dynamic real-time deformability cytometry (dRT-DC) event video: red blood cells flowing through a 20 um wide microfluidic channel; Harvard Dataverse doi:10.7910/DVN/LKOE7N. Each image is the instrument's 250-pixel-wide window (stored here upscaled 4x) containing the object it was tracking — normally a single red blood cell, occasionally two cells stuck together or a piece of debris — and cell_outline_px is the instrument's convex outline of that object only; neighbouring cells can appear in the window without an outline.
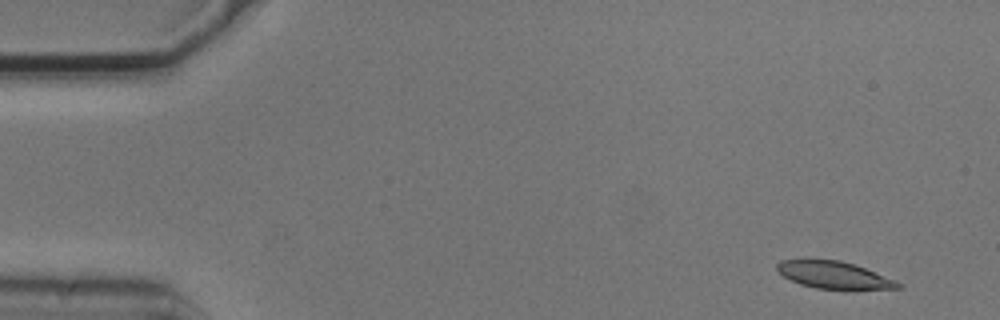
{"species": "common noctule bat (a hibernating species)", "species_latin": "Nyctalus noctula", "temperature_condition": "cold", "stored_images_in_passage": 5, "camera_frame_rate_fps": 3000, "um_per_image_px": 0.085, "animal": {"sex": "male", "body_mass_g": 20.5, "forearm_length_mm": 52.5}, "frame": {"image": 1, "passage_image": 1, "time_ms": 0.0, "image_size_px": [1000, 320], "cell_outline_px": [[900, 288], [816, 288], [800, 284], [784, 276], [776, 268], [776, 264], [780, 260], [804, 256], [840, 260], [864, 268], [896, 280], [900, 284]], "centroid_in_image_um": [70.74, 23.3], "position_along_channel_um": 14.3, "area_um2": 19.25}}
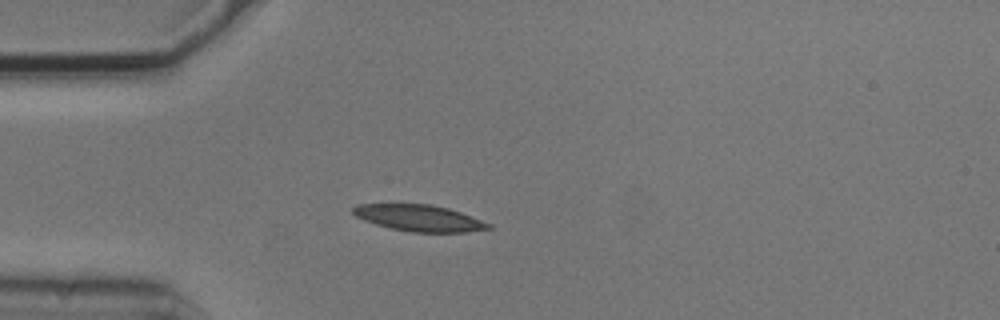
{"frame": {"image": 2, "passage_image": 4, "time_ms": 1.0, "image_size_px": [1000, 320], "cell_outline_px": [[492, 228], [468, 232], [412, 232], [392, 228], [376, 224], [364, 220], [356, 216], [352, 212], [352, 208], [356, 204], [432, 204], [448, 208], [460, 212], [492, 224]], "centroid_in_image_um": [35.64, 18.53], "position_along_channel_um": 49.4, "area_um2": 20.75}}